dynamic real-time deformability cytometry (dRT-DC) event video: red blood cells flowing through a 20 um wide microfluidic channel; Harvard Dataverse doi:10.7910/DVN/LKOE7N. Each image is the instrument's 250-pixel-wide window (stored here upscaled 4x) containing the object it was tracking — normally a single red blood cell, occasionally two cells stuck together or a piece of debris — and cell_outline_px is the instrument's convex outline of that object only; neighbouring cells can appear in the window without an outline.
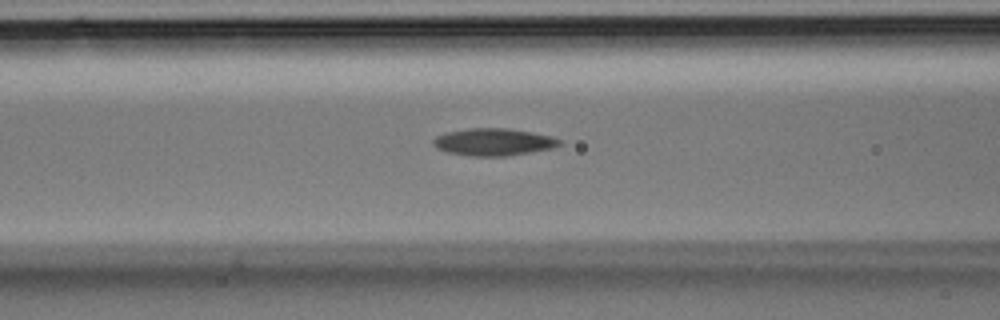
{"species": "Egyptian fruit bat (a non-hibernating species)", "species_latin": "Rousettus aegyptiacus", "temperature_condition": "room temperature", "stored_images_in_passage": 30, "camera_frame_rate_fps": 3000, "um_per_image_px": 0.085, "animal": {"sex": "male"}, "frame": {"image": 1, "passage_image": 9, "time_ms": 2.667, "image_size_px": [1000, 320], "cell_outline_px": [[564, 144], [552, 148], [508, 156], [472, 156], [448, 152], [436, 148], [432, 144], [432, 140], [436, 136], [448, 132], [472, 128], [508, 128], [532, 132], [552, 136], [564, 140]], "centroid_in_image_um": [42.0, 12.07], "position_along_channel_um": 124.6, "area_um2": 20.17}}
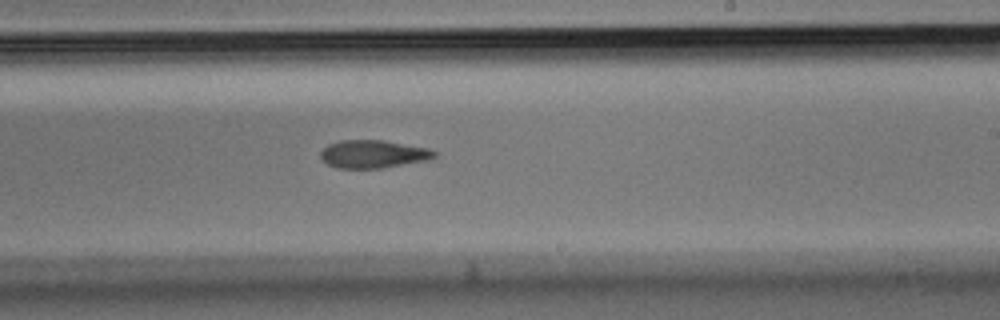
{"frame": {"image": 2, "passage_image": 16, "time_ms": 5.0, "image_size_px": [1000, 320], "cell_outline_px": [[436, 156], [428, 160], [380, 168], [336, 168], [328, 164], [320, 156], [320, 152], [328, 144], [340, 140], [384, 140], [428, 148], [436, 152]], "centroid_in_image_um": [31.71, 13.09], "position_along_channel_um": 257.3, "area_um2": 18.44}}
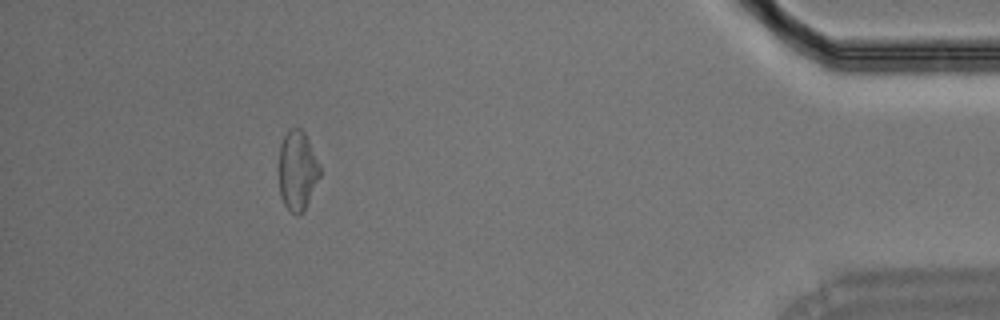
{"frame": {"image": 3, "passage_image": 27, "time_ms": 8.667, "image_size_px": [1000, 320], "cell_outline_px": [[320, 176], [304, 208], [296, 216], [284, 204], [280, 196], [280, 144], [284, 136], [292, 128], [300, 128], [304, 132], [308, 140], [320, 168]], "centroid_in_image_um": [25.27, 14.48], "position_along_channel_um": 409.9, "area_um2": 18.32}}